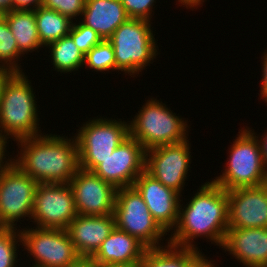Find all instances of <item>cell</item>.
<instances>
[{"label":"cell","mask_w":267,"mask_h":267,"mask_svg":"<svg viewBox=\"0 0 267 267\" xmlns=\"http://www.w3.org/2000/svg\"><path fill=\"white\" fill-rule=\"evenodd\" d=\"M39 40L43 46L69 34L73 21L55 10L39 6L35 10Z\"/></svg>","instance_id":"cell-23"},{"label":"cell","mask_w":267,"mask_h":267,"mask_svg":"<svg viewBox=\"0 0 267 267\" xmlns=\"http://www.w3.org/2000/svg\"><path fill=\"white\" fill-rule=\"evenodd\" d=\"M104 119L87 121L75 135L79 168L83 170L92 172L129 136L127 122Z\"/></svg>","instance_id":"cell-7"},{"label":"cell","mask_w":267,"mask_h":267,"mask_svg":"<svg viewBox=\"0 0 267 267\" xmlns=\"http://www.w3.org/2000/svg\"><path fill=\"white\" fill-rule=\"evenodd\" d=\"M37 185L14 163L0 173V228L14 229L21 217H31Z\"/></svg>","instance_id":"cell-9"},{"label":"cell","mask_w":267,"mask_h":267,"mask_svg":"<svg viewBox=\"0 0 267 267\" xmlns=\"http://www.w3.org/2000/svg\"><path fill=\"white\" fill-rule=\"evenodd\" d=\"M7 11L0 7V24L5 21Z\"/></svg>","instance_id":"cell-41"},{"label":"cell","mask_w":267,"mask_h":267,"mask_svg":"<svg viewBox=\"0 0 267 267\" xmlns=\"http://www.w3.org/2000/svg\"><path fill=\"white\" fill-rule=\"evenodd\" d=\"M68 35L73 39L75 45L79 48L84 56L90 51L91 48L102 41V38L97 32H95L92 28L82 24L80 21L78 25L73 23Z\"/></svg>","instance_id":"cell-28"},{"label":"cell","mask_w":267,"mask_h":267,"mask_svg":"<svg viewBox=\"0 0 267 267\" xmlns=\"http://www.w3.org/2000/svg\"><path fill=\"white\" fill-rule=\"evenodd\" d=\"M178 2H180L182 5L187 7H196L197 5L200 6L204 0H178Z\"/></svg>","instance_id":"cell-38"},{"label":"cell","mask_w":267,"mask_h":267,"mask_svg":"<svg viewBox=\"0 0 267 267\" xmlns=\"http://www.w3.org/2000/svg\"><path fill=\"white\" fill-rule=\"evenodd\" d=\"M200 188L183 209L180 204L178 222L168 243L198 249L192 242L204 236L222 248L229 229L227 191L213 181Z\"/></svg>","instance_id":"cell-1"},{"label":"cell","mask_w":267,"mask_h":267,"mask_svg":"<svg viewBox=\"0 0 267 267\" xmlns=\"http://www.w3.org/2000/svg\"><path fill=\"white\" fill-rule=\"evenodd\" d=\"M21 55L15 37L5 20L0 24V63L14 72H22L18 63L16 64Z\"/></svg>","instance_id":"cell-26"},{"label":"cell","mask_w":267,"mask_h":267,"mask_svg":"<svg viewBox=\"0 0 267 267\" xmlns=\"http://www.w3.org/2000/svg\"><path fill=\"white\" fill-rule=\"evenodd\" d=\"M189 141L146 150L145 171L164 186L182 191L190 167Z\"/></svg>","instance_id":"cell-12"},{"label":"cell","mask_w":267,"mask_h":267,"mask_svg":"<svg viewBox=\"0 0 267 267\" xmlns=\"http://www.w3.org/2000/svg\"><path fill=\"white\" fill-rule=\"evenodd\" d=\"M82 24L92 28L102 40H108L129 17L120 0H86Z\"/></svg>","instance_id":"cell-20"},{"label":"cell","mask_w":267,"mask_h":267,"mask_svg":"<svg viewBox=\"0 0 267 267\" xmlns=\"http://www.w3.org/2000/svg\"><path fill=\"white\" fill-rule=\"evenodd\" d=\"M114 215L77 214L66 229L80 257H91L115 228Z\"/></svg>","instance_id":"cell-18"},{"label":"cell","mask_w":267,"mask_h":267,"mask_svg":"<svg viewBox=\"0 0 267 267\" xmlns=\"http://www.w3.org/2000/svg\"><path fill=\"white\" fill-rule=\"evenodd\" d=\"M16 230L17 228H0V267H16V244L21 243L20 231L17 234Z\"/></svg>","instance_id":"cell-27"},{"label":"cell","mask_w":267,"mask_h":267,"mask_svg":"<svg viewBox=\"0 0 267 267\" xmlns=\"http://www.w3.org/2000/svg\"><path fill=\"white\" fill-rule=\"evenodd\" d=\"M151 98L141 107L129 124V135L136 139L145 150L161 145L180 143L186 136V120L168 109L159 100Z\"/></svg>","instance_id":"cell-5"},{"label":"cell","mask_w":267,"mask_h":267,"mask_svg":"<svg viewBox=\"0 0 267 267\" xmlns=\"http://www.w3.org/2000/svg\"><path fill=\"white\" fill-rule=\"evenodd\" d=\"M146 249L136 237L115 226L90 258L95 263L139 267Z\"/></svg>","instance_id":"cell-19"},{"label":"cell","mask_w":267,"mask_h":267,"mask_svg":"<svg viewBox=\"0 0 267 267\" xmlns=\"http://www.w3.org/2000/svg\"><path fill=\"white\" fill-rule=\"evenodd\" d=\"M0 7L6 11L12 10V0H0Z\"/></svg>","instance_id":"cell-39"},{"label":"cell","mask_w":267,"mask_h":267,"mask_svg":"<svg viewBox=\"0 0 267 267\" xmlns=\"http://www.w3.org/2000/svg\"><path fill=\"white\" fill-rule=\"evenodd\" d=\"M228 228H267V183L227 191Z\"/></svg>","instance_id":"cell-15"},{"label":"cell","mask_w":267,"mask_h":267,"mask_svg":"<svg viewBox=\"0 0 267 267\" xmlns=\"http://www.w3.org/2000/svg\"><path fill=\"white\" fill-rule=\"evenodd\" d=\"M129 18L148 20L152 18L155 0H120ZM151 17V18H150Z\"/></svg>","instance_id":"cell-30"},{"label":"cell","mask_w":267,"mask_h":267,"mask_svg":"<svg viewBox=\"0 0 267 267\" xmlns=\"http://www.w3.org/2000/svg\"><path fill=\"white\" fill-rule=\"evenodd\" d=\"M214 261H210L204 257L202 252L187 267H215Z\"/></svg>","instance_id":"cell-35"},{"label":"cell","mask_w":267,"mask_h":267,"mask_svg":"<svg viewBox=\"0 0 267 267\" xmlns=\"http://www.w3.org/2000/svg\"><path fill=\"white\" fill-rule=\"evenodd\" d=\"M84 64L98 71L116 70L114 49L108 40H102L84 56Z\"/></svg>","instance_id":"cell-25"},{"label":"cell","mask_w":267,"mask_h":267,"mask_svg":"<svg viewBox=\"0 0 267 267\" xmlns=\"http://www.w3.org/2000/svg\"><path fill=\"white\" fill-rule=\"evenodd\" d=\"M163 247L147 248L139 267H187L200 254L198 249L179 247L170 243Z\"/></svg>","instance_id":"cell-22"},{"label":"cell","mask_w":267,"mask_h":267,"mask_svg":"<svg viewBox=\"0 0 267 267\" xmlns=\"http://www.w3.org/2000/svg\"><path fill=\"white\" fill-rule=\"evenodd\" d=\"M146 150L130 135L92 172L118 188L132 187L145 171Z\"/></svg>","instance_id":"cell-13"},{"label":"cell","mask_w":267,"mask_h":267,"mask_svg":"<svg viewBox=\"0 0 267 267\" xmlns=\"http://www.w3.org/2000/svg\"><path fill=\"white\" fill-rule=\"evenodd\" d=\"M263 65H262V84H261V97H263L264 99L267 97V50L266 52H264V56H263Z\"/></svg>","instance_id":"cell-34"},{"label":"cell","mask_w":267,"mask_h":267,"mask_svg":"<svg viewBox=\"0 0 267 267\" xmlns=\"http://www.w3.org/2000/svg\"><path fill=\"white\" fill-rule=\"evenodd\" d=\"M148 20L129 18L108 39L114 49L116 70L139 74L156 57L157 46Z\"/></svg>","instance_id":"cell-6"},{"label":"cell","mask_w":267,"mask_h":267,"mask_svg":"<svg viewBox=\"0 0 267 267\" xmlns=\"http://www.w3.org/2000/svg\"><path fill=\"white\" fill-rule=\"evenodd\" d=\"M5 20L21 54L44 47L39 40L34 10L12 9L7 11Z\"/></svg>","instance_id":"cell-21"},{"label":"cell","mask_w":267,"mask_h":267,"mask_svg":"<svg viewBox=\"0 0 267 267\" xmlns=\"http://www.w3.org/2000/svg\"><path fill=\"white\" fill-rule=\"evenodd\" d=\"M133 187L142 196L158 225L165 232L173 230L178 222L181 194L164 186L146 171L136 178Z\"/></svg>","instance_id":"cell-16"},{"label":"cell","mask_w":267,"mask_h":267,"mask_svg":"<svg viewBox=\"0 0 267 267\" xmlns=\"http://www.w3.org/2000/svg\"><path fill=\"white\" fill-rule=\"evenodd\" d=\"M94 267H127V266L115 265V264H101V263H95L94 262Z\"/></svg>","instance_id":"cell-40"},{"label":"cell","mask_w":267,"mask_h":267,"mask_svg":"<svg viewBox=\"0 0 267 267\" xmlns=\"http://www.w3.org/2000/svg\"><path fill=\"white\" fill-rule=\"evenodd\" d=\"M22 230V245L35 260L32 267H67L80 257L67 230L37 227Z\"/></svg>","instance_id":"cell-10"},{"label":"cell","mask_w":267,"mask_h":267,"mask_svg":"<svg viewBox=\"0 0 267 267\" xmlns=\"http://www.w3.org/2000/svg\"><path fill=\"white\" fill-rule=\"evenodd\" d=\"M47 47L51 50L54 69L58 72L71 73L84 65V55L69 35L49 43Z\"/></svg>","instance_id":"cell-24"},{"label":"cell","mask_w":267,"mask_h":267,"mask_svg":"<svg viewBox=\"0 0 267 267\" xmlns=\"http://www.w3.org/2000/svg\"><path fill=\"white\" fill-rule=\"evenodd\" d=\"M264 136H261L263 139L260 138L261 140H259V143L261 146L262 159H263L265 167L267 168V132L266 134H264Z\"/></svg>","instance_id":"cell-37"},{"label":"cell","mask_w":267,"mask_h":267,"mask_svg":"<svg viewBox=\"0 0 267 267\" xmlns=\"http://www.w3.org/2000/svg\"><path fill=\"white\" fill-rule=\"evenodd\" d=\"M113 215L117 228L136 237L147 248L160 247L159 241L167 235L133 186L117 189Z\"/></svg>","instance_id":"cell-8"},{"label":"cell","mask_w":267,"mask_h":267,"mask_svg":"<svg viewBox=\"0 0 267 267\" xmlns=\"http://www.w3.org/2000/svg\"><path fill=\"white\" fill-rule=\"evenodd\" d=\"M67 267H94V261L90 257H79Z\"/></svg>","instance_id":"cell-36"},{"label":"cell","mask_w":267,"mask_h":267,"mask_svg":"<svg viewBox=\"0 0 267 267\" xmlns=\"http://www.w3.org/2000/svg\"><path fill=\"white\" fill-rule=\"evenodd\" d=\"M77 216L74 196L68 183L38 184L30 219L37 228L64 229Z\"/></svg>","instance_id":"cell-11"},{"label":"cell","mask_w":267,"mask_h":267,"mask_svg":"<svg viewBox=\"0 0 267 267\" xmlns=\"http://www.w3.org/2000/svg\"><path fill=\"white\" fill-rule=\"evenodd\" d=\"M14 73L15 72L7 66L0 64V100L5 84L8 82V80Z\"/></svg>","instance_id":"cell-33"},{"label":"cell","mask_w":267,"mask_h":267,"mask_svg":"<svg viewBox=\"0 0 267 267\" xmlns=\"http://www.w3.org/2000/svg\"><path fill=\"white\" fill-rule=\"evenodd\" d=\"M42 1L43 0H12V9L35 10L41 6Z\"/></svg>","instance_id":"cell-31"},{"label":"cell","mask_w":267,"mask_h":267,"mask_svg":"<svg viewBox=\"0 0 267 267\" xmlns=\"http://www.w3.org/2000/svg\"><path fill=\"white\" fill-rule=\"evenodd\" d=\"M24 74L15 72L10 77L0 100V133L12 136L16 141L41 135L35 93Z\"/></svg>","instance_id":"cell-3"},{"label":"cell","mask_w":267,"mask_h":267,"mask_svg":"<svg viewBox=\"0 0 267 267\" xmlns=\"http://www.w3.org/2000/svg\"><path fill=\"white\" fill-rule=\"evenodd\" d=\"M222 248L247 267H267V228H229Z\"/></svg>","instance_id":"cell-17"},{"label":"cell","mask_w":267,"mask_h":267,"mask_svg":"<svg viewBox=\"0 0 267 267\" xmlns=\"http://www.w3.org/2000/svg\"><path fill=\"white\" fill-rule=\"evenodd\" d=\"M240 131L229 148L231 151L226 169L212 180L226 191L267 183V168L262 159L258 136L249 128Z\"/></svg>","instance_id":"cell-4"},{"label":"cell","mask_w":267,"mask_h":267,"mask_svg":"<svg viewBox=\"0 0 267 267\" xmlns=\"http://www.w3.org/2000/svg\"><path fill=\"white\" fill-rule=\"evenodd\" d=\"M18 142L22 149L13 163L38 184L69 183L79 169L75 137L41 133Z\"/></svg>","instance_id":"cell-2"},{"label":"cell","mask_w":267,"mask_h":267,"mask_svg":"<svg viewBox=\"0 0 267 267\" xmlns=\"http://www.w3.org/2000/svg\"><path fill=\"white\" fill-rule=\"evenodd\" d=\"M11 137H6L0 133V173H2L7 167H9L13 163V159H7L5 161L6 163L4 164V160L6 157L5 156V151H6V144H7V139ZM9 161V162H8Z\"/></svg>","instance_id":"cell-32"},{"label":"cell","mask_w":267,"mask_h":267,"mask_svg":"<svg viewBox=\"0 0 267 267\" xmlns=\"http://www.w3.org/2000/svg\"><path fill=\"white\" fill-rule=\"evenodd\" d=\"M86 0H43L41 6L55 10L58 13L70 18L81 16L84 11Z\"/></svg>","instance_id":"cell-29"},{"label":"cell","mask_w":267,"mask_h":267,"mask_svg":"<svg viewBox=\"0 0 267 267\" xmlns=\"http://www.w3.org/2000/svg\"><path fill=\"white\" fill-rule=\"evenodd\" d=\"M72 189L77 214L113 215L117 188L91 171L79 168L68 183Z\"/></svg>","instance_id":"cell-14"}]
</instances>
